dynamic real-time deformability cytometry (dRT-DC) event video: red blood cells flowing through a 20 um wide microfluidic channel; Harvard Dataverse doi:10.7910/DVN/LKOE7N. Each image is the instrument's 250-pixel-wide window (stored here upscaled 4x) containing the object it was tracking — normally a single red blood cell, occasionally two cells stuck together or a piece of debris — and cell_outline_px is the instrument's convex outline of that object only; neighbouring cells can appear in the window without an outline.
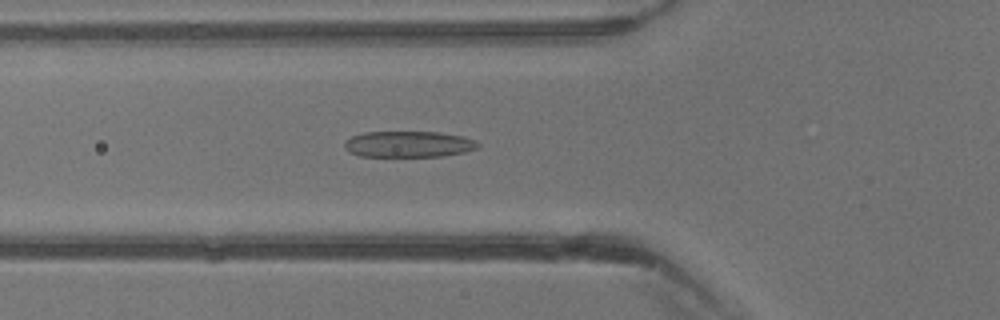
{"species": "common noctule bat (a hibernating species)", "species_latin": "Nyctalus noctula", "temperature_condition": "warm", "stored_images_in_passage": 39, "camera_frame_rate_fps": 3000, "um_per_image_px": 0.085, "animal": {"sex": "male", "body_mass_g": 13.3}, "frame": {"image": 1, "passage_image": 14, "time_ms": 4.333, "image_size_px": [1000, 320], "cell_outline_px": [[480, 144], [476, 148], [464, 152], [444, 156], [360, 156], [348, 152], [344, 148], [344, 140], [352, 136], [364, 132], [436, 132], [464, 136], [476, 140]], "centroid_in_image_um": [34.7, 12.25], "position_along_channel_um": 91.1, "area_um2": 20.4}}
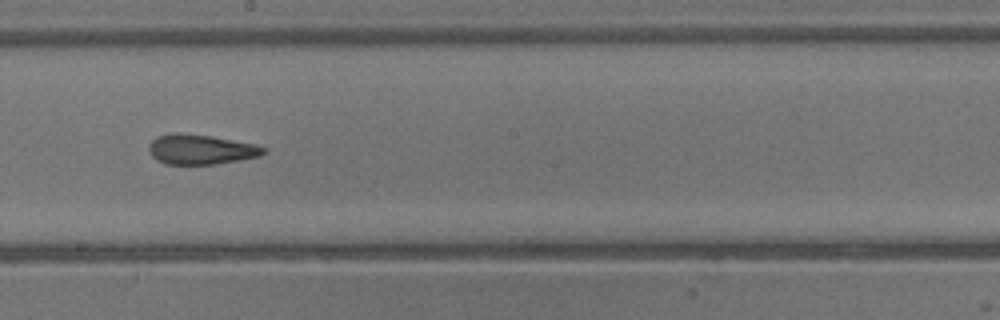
{"frame": {"image": 2, "passage_image": 22, "time_ms": 7.0, "image_size_px": [1000, 320], "cell_outline_px": [[268, 152], [260, 156], [240, 160], [216, 164], [164, 164], [156, 160], [148, 152], [148, 144], [156, 136], [172, 132], [180, 132], [212, 136], [256, 144], [268, 148]], "centroid_in_image_um": [17.07, 12.69], "position_along_channel_um": 231.1, "area_um2": 20.46}}
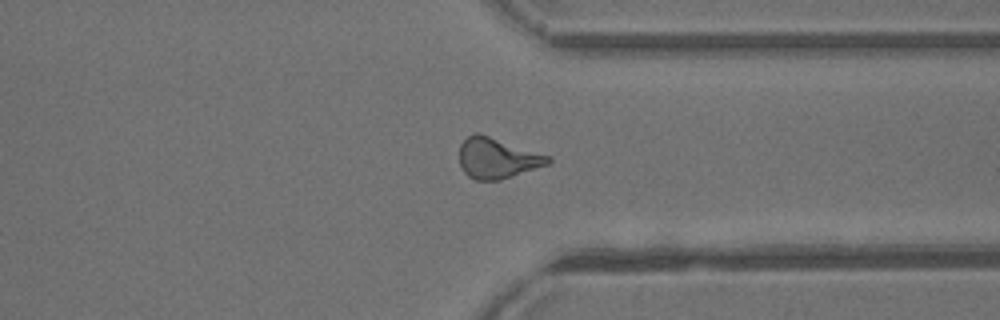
{"frame": {"image": 3, "passage_image": 30, "time_ms": 9.667, "image_size_px": [1000, 320], "cell_outline_px": [[552, 160], [548, 164], [500, 180], [476, 180], [468, 176], [464, 172], [460, 164], [460, 144], [468, 136], [476, 132], [480, 132], [552, 156]], "centroid_in_image_um": [42.28, 13.42], "position_along_channel_um": 369.1, "area_um2": 21.15}}